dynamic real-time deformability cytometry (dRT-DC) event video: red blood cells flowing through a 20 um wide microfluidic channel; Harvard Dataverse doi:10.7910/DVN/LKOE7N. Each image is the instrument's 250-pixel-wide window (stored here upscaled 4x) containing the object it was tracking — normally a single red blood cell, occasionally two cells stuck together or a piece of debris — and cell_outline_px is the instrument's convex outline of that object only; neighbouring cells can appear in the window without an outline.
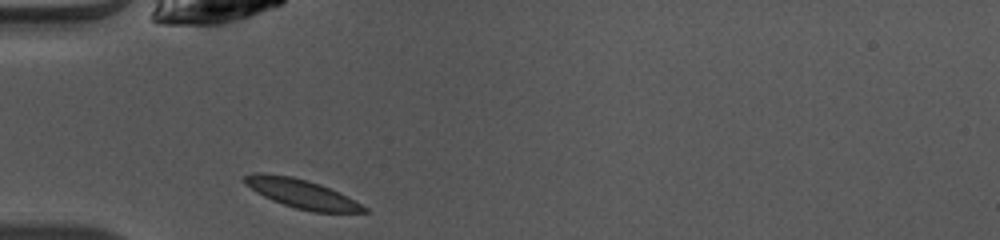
{"species": "common noctule bat (a hibernating species)", "species_latin": "Nyctalus noctula", "temperature_condition": "warm", "stored_images_in_passage": 35, "camera_frame_rate_fps": 3000, "um_per_image_px": 0.085, "animal": {"sex": "female", "body_mass_g": 10.0, "forearm_length_mm": 53.1}, "frame": {"image": 1, "passage_image": 1, "time_ms": 0.0, "image_size_px": [1000, 240], "cell_outline_px": [[368, 212], [312, 212], [296, 208], [272, 200], [256, 192], [244, 184], [244, 176], [252, 172], [260, 172], [292, 176], [308, 180], [320, 184], [340, 192], [368, 208]], "centroid_in_image_um": [25.62, 16.45], "position_along_channel_um": 59.4, "area_um2": 20.17}}
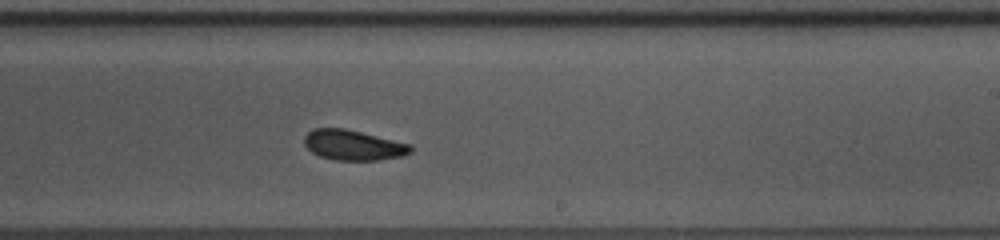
{"frame": {"image": 2, "passage_image": 16, "time_ms": 5.0, "image_size_px": [1000, 240], "cell_outline_px": [[412, 152], [400, 156], [380, 160], [336, 160], [320, 156], [312, 152], [304, 144], [304, 136], [312, 128], [344, 128], [412, 144]], "centroid_in_image_um": [30.02, 12.33], "position_along_channel_um": 259.0, "area_um2": 18.73}}
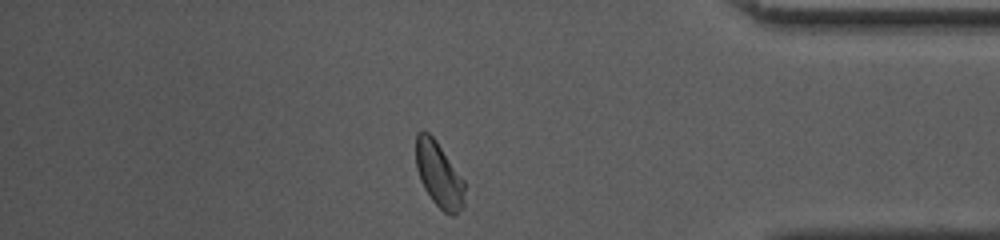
{"frame": {"image": 3, "passage_image": 28, "time_ms": 9.0, "image_size_px": [1000, 240], "cell_outline_px": [[464, 208], [456, 216], [448, 216], [432, 200], [424, 188], [420, 180], [416, 168], [416, 132], [428, 132], [436, 140], [464, 180]], "centroid_in_image_um": [37.32, 14.89], "position_along_channel_um": 397.9, "area_um2": 18.67}, "authors_computed_cell_mechanics": {"area_um2": 19.074, "velocity_mm_per_s": 4.079, "shape_relaxation_time_tau1_ms": 2.0272, "shape_relaxation_time_tau2_ms": 2.1205, "deformation_change_tau1": 0.0769, "deformation_change_tau2": 0.0685}}